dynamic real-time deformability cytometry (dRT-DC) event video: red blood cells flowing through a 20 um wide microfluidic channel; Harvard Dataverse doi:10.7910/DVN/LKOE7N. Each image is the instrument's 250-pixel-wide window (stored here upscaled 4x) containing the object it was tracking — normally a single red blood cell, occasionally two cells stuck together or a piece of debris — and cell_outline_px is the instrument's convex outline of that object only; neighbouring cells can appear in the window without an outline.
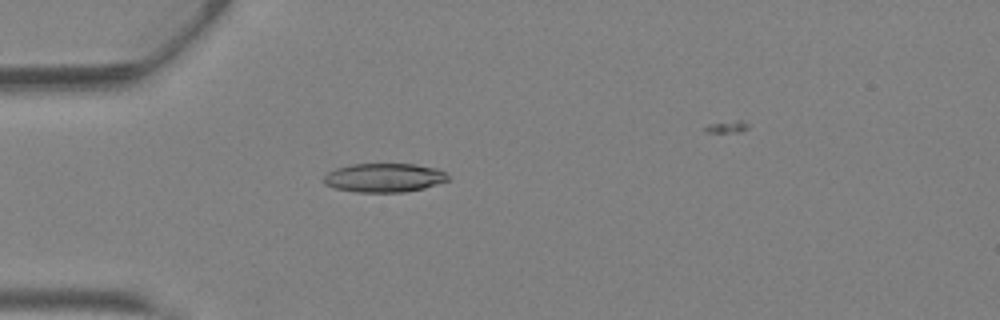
{"species": "Egyptian fruit bat (a non-hibernating species)", "species_latin": "Rousettus aegyptiacus", "temperature_condition": "warm", "stored_images_in_passage": 39, "camera_frame_rate_fps": 3000, "um_per_image_px": 0.085, "animal": {"sex": "female"}, "frame": {"image": 1, "passage_image": 13, "time_ms": 4.0, "image_size_px": [1000, 320], "cell_outline_px": [[448, 180], [424, 188], [404, 192], [356, 192], [336, 188], [324, 184], [324, 176], [328, 172], [336, 168], [352, 164], [416, 164], [440, 168], [448, 176]], "centroid_in_image_um": [32.67, 15.1], "position_along_channel_um": 52.3, "area_um2": 20.92}}
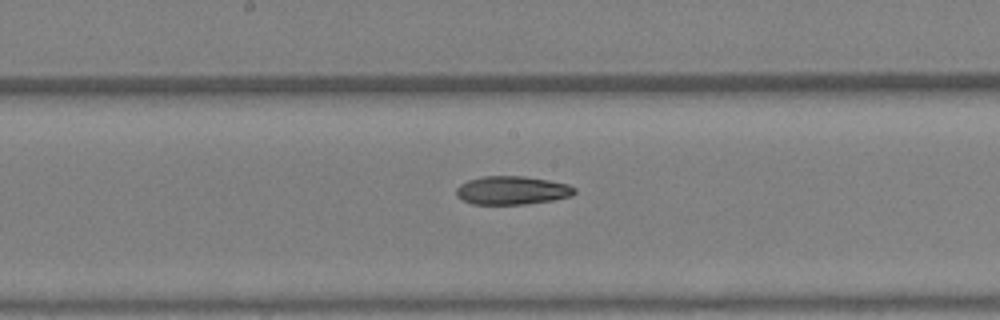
{"frame": {"image": 2, "passage_image": 23, "time_ms": 7.333, "image_size_px": [1000, 320], "cell_outline_px": [[576, 192], [572, 196], [552, 200], [528, 204], [472, 204], [456, 196], [456, 188], [460, 184], [468, 180], [484, 176], [524, 176], [548, 180], [568, 184], [576, 188]], "centroid_in_image_um": [43.53, 16.18], "position_along_channel_um": 204.7, "area_um2": 19.65}}
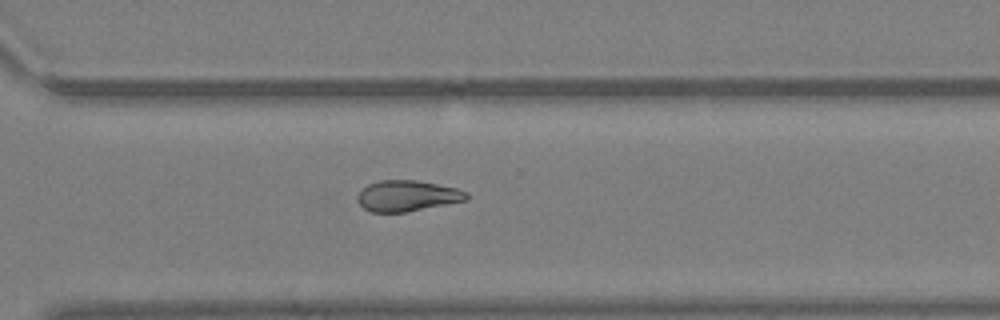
{"frame": {"image": 3, "passage_image": 31, "time_ms": 10.0, "image_size_px": [1000, 320], "cell_outline_px": [[468, 200], [404, 212], [372, 212], [364, 208], [356, 200], [356, 196], [368, 184], [380, 180], [416, 180], [456, 188], [468, 192]], "centroid_in_image_um": [34.61, 16.64], "position_along_channel_um": 336.0, "area_um2": 19.48}}